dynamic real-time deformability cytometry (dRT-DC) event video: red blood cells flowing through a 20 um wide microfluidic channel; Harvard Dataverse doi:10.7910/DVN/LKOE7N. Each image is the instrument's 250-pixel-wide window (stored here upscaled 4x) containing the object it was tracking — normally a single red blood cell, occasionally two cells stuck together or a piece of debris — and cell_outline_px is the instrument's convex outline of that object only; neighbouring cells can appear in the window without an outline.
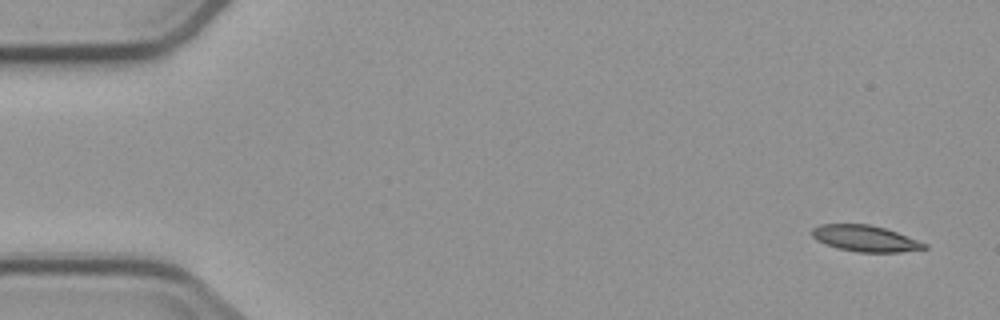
{"species": "common noctule bat (a hibernating species)", "species_latin": "Nyctalus noctula", "temperature_condition": "cold", "stored_images_in_passage": 4, "camera_frame_rate_fps": 3000, "um_per_image_px": 0.085, "animal": {"sex": "male", "body_mass_g": 23.1, "forearm_length_mm": 52.7}, "frame": {"image": 1, "passage_image": 1, "time_ms": 0.0, "image_size_px": [1000, 320], "cell_outline_px": [[928, 248], [900, 252], [860, 252], [836, 248], [816, 240], [812, 236], [812, 228], [820, 224], [868, 224], [884, 228], [896, 232], [928, 244]], "centroid_in_image_um": [73.53, 20.27], "position_along_channel_um": 11.5, "area_um2": 17.05}}
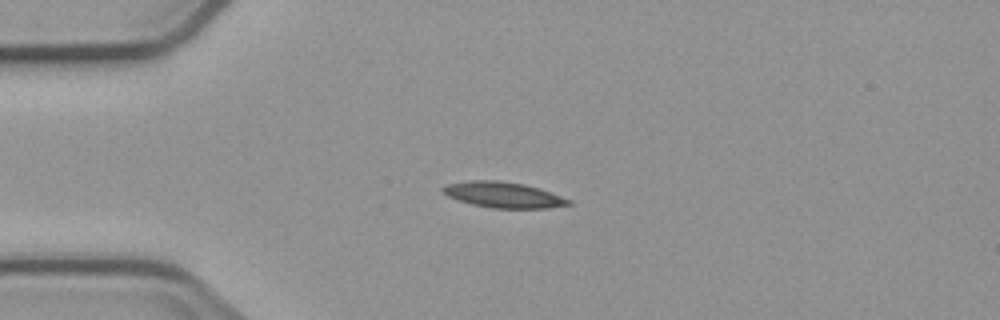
{"frame": {"image": 2, "passage_image": 4, "time_ms": 3.667, "image_size_px": [1000, 320], "cell_outline_px": [[572, 204], [548, 208], [492, 208], [472, 204], [448, 196], [440, 188], [448, 184], [468, 180], [496, 180], [524, 184], [572, 200]], "centroid_in_image_um": [42.77, 16.56], "position_along_channel_um": 42.2, "area_um2": 18.55}}